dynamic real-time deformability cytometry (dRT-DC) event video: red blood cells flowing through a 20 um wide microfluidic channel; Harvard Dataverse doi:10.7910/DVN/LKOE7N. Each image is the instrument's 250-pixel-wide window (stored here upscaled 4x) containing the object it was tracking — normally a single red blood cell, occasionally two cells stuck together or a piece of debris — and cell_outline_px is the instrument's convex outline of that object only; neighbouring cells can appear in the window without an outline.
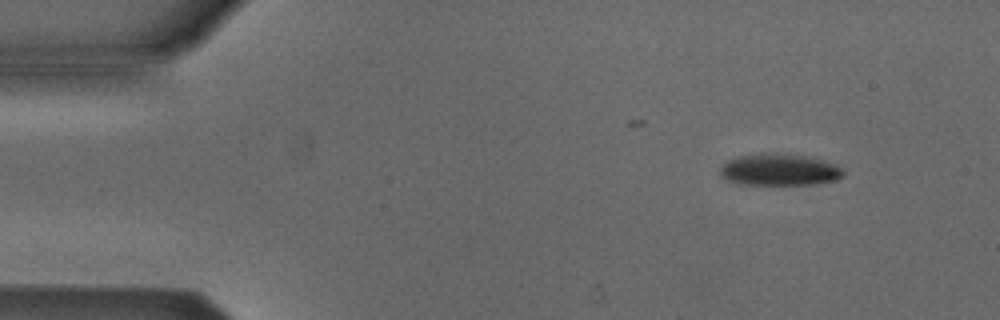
{"species": "Egyptian fruit bat (a non-hibernating species)", "species_latin": "Rousettus aegyptiacus", "temperature_condition": "cold", "stored_images_in_passage": 4, "camera_frame_rate_fps": 3000, "um_per_image_px": 0.085, "animal": {"sex": "male"}, "frame": {"image": 1, "passage_image": 1, "time_ms": 0.0, "image_size_px": [1000, 320], "cell_outline_px": [[844, 176], [836, 180], [808, 184], [740, 184], [724, 180], [720, 176], [720, 168], [728, 160], [736, 156], [760, 152], [788, 152], [808, 156], [824, 160], [836, 164], [844, 172]], "centroid_in_image_um": [66.21, 14.39], "position_along_channel_um": 18.8, "area_um2": 23.35}}
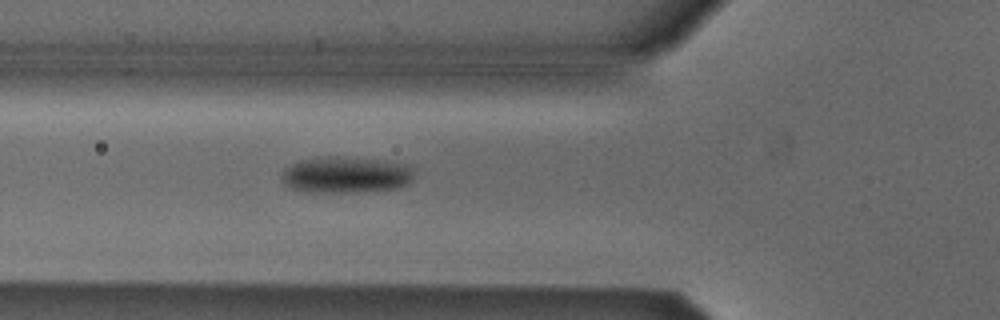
{"frame": {"image": 2, "passage_image": 4, "time_ms": 4.333, "image_size_px": [1000, 320], "cell_outline_px": [[412, 176], [408, 184], [396, 188], [352, 192], [308, 192], [292, 188], [284, 184], [284, 168], [300, 160], [320, 156], [336, 156], [384, 160], [408, 164], [412, 168]], "centroid_in_image_um": [29.41, 14.84], "position_along_channel_um": 96.4, "area_um2": 27.98}}